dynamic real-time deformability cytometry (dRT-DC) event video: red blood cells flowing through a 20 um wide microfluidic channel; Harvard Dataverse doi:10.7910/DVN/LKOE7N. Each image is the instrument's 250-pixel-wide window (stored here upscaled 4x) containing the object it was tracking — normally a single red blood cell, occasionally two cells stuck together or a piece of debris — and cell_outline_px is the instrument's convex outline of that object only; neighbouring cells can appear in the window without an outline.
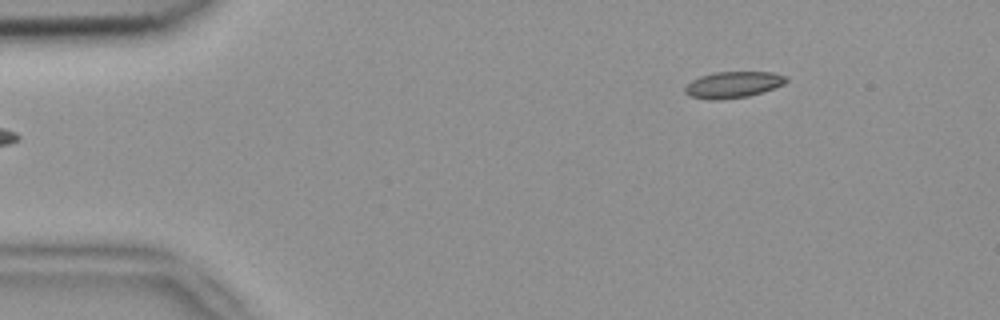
{"species": "common noctule bat (a hibernating species)", "species_latin": "Nyctalus noctula", "temperature_condition": "room temperature", "stored_images_in_passage": 3, "camera_frame_rate_fps": 3000, "um_per_image_px": 0.085, "animal": {"sex": "female", "body_mass_g": 18.4}, "frame": {"image": 1, "passage_image": 3, "time_ms": 0.667, "image_size_px": [1000, 320], "cell_outline_px": [[788, 80], [784, 84], [748, 96], [720, 100], [712, 100], [688, 96], [684, 92], [684, 88], [692, 80], [700, 76], [716, 72], [772, 72], [788, 76]], "centroid_in_image_um": [62.3, 7.2], "position_along_channel_um": 22.7, "area_um2": 15.49}}